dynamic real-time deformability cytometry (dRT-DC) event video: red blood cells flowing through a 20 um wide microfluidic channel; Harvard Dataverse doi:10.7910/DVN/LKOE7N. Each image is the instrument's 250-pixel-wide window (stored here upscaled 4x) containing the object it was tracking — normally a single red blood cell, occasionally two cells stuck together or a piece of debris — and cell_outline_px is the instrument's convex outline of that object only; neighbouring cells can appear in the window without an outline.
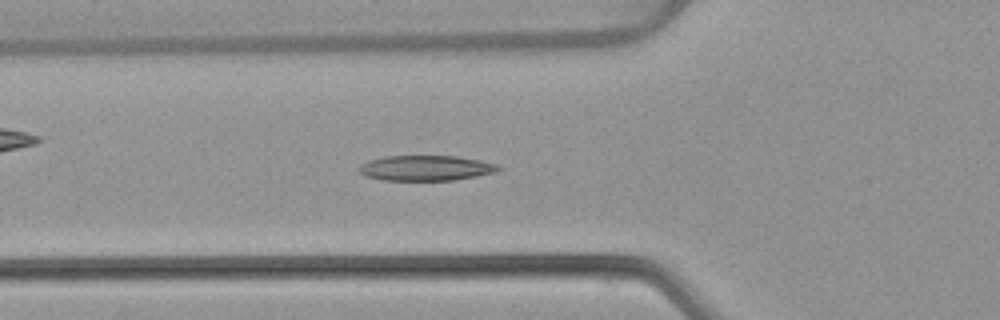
{"species": "common noctule bat (a hibernating species)", "species_latin": "Nyctalus noctula", "temperature_condition": "warm", "stored_images_in_passage": 36, "camera_frame_rate_fps": 3000, "um_per_image_px": 0.085, "animal": {"sex": "female", "body_mass_g": 22.7, "forearm_length_mm": 54.2}, "frame": {"image": 1, "passage_image": 2, "time_ms": 0.333, "image_size_px": [1000, 320], "cell_outline_px": [[500, 168], [492, 172], [476, 176], [452, 180], [380, 180], [364, 176], [360, 172], [360, 164], [368, 160], [384, 156], [456, 156], [480, 160], [496, 164]], "centroid_in_image_um": [36.12, 14.28], "position_along_channel_um": 89.7, "area_um2": 20.35}}
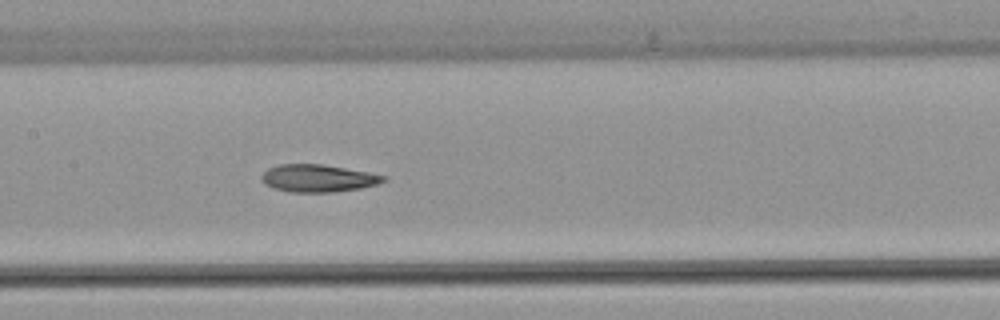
{"frame": {"image": 2, "passage_image": 9, "time_ms": 2.667, "image_size_px": [1000, 320], "cell_outline_px": [[388, 180], [376, 184], [360, 188], [332, 192], [292, 192], [276, 188], [264, 184], [260, 180], [260, 176], [268, 168], [280, 164], [324, 164], [368, 172], [388, 176]], "centroid_in_image_um": [27.04, 15.14], "position_along_channel_um": 180.4, "area_um2": 19.54}}
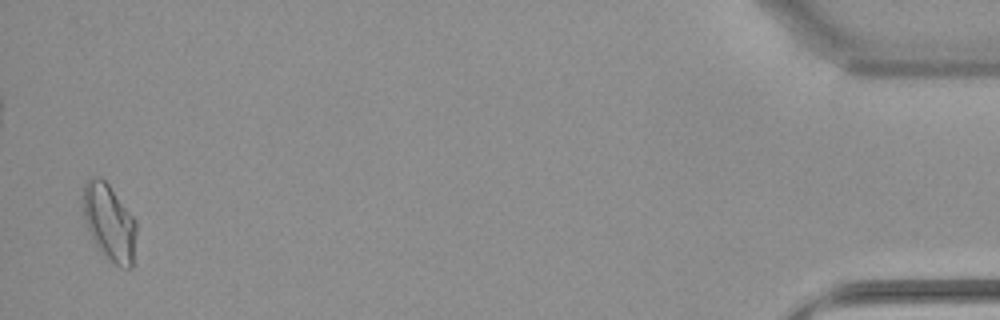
{"frame": {"image": 3, "passage_image": 35, "time_ms": 11.333, "image_size_px": [1000, 320], "cell_outline_px": [[136, 232], [132, 268], [120, 268], [100, 252], [88, 228], [84, 216], [80, 200], [84, 184], [92, 176], [100, 176], [108, 184], [136, 220]], "centroid_in_image_um": [9.27, 18.88], "position_along_channel_um": 425.9, "area_um2": 23.87}}